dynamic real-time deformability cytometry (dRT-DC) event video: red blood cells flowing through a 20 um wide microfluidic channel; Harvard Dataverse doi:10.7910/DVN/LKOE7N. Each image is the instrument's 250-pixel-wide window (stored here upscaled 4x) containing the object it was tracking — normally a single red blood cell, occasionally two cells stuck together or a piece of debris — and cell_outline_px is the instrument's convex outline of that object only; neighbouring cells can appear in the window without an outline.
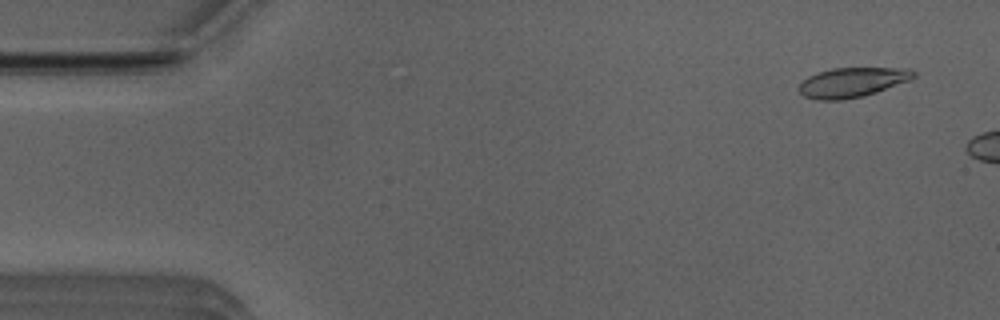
{"species": "Egyptian fruit bat (a non-hibernating species)", "species_latin": "Rousettus aegyptiacus", "temperature_condition": "room temperature", "stored_images_in_passage": 7, "camera_frame_rate_fps": 3000, "um_per_image_px": 0.085, "animal": {"sex": "male"}, "frame": {"image": 1, "passage_image": 3, "time_ms": 0.667, "image_size_px": [1000, 320], "cell_outline_px": [[916, 76], [908, 80], [876, 92], [864, 96], [840, 100], [820, 100], [804, 96], [796, 88], [808, 76], [832, 68], [908, 68], [916, 72]], "centroid_in_image_um": [72.42, 7.0], "position_along_channel_um": 12.6, "area_um2": 19.65}}